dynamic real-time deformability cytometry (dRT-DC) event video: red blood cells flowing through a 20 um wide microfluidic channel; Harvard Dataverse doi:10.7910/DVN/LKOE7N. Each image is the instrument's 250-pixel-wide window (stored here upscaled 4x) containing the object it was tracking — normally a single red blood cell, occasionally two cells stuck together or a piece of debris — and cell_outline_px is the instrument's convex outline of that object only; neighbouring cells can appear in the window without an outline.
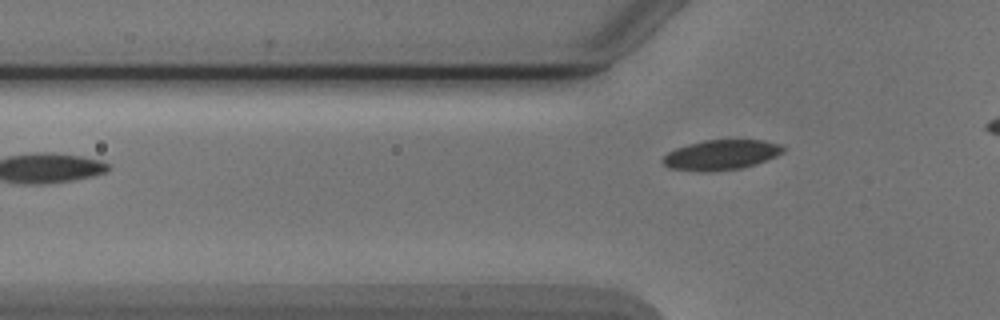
{"species": "Egyptian fruit bat (a non-hibernating species)", "species_latin": "Rousettus aegyptiacus", "temperature_condition": "cold", "stored_images_in_passage": 5, "camera_frame_rate_fps": 3000, "um_per_image_px": 0.085, "animal": {"sex": "male"}, "frame": {"image": 1, "passage_image": 5, "time_ms": 4.667, "image_size_px": [1000, 320], "cell_outline_px": [[784, 152], [776, 156], [756, 164], [740, 168], [668, 168], [660, 160], [668, 152], [676, 148], [688, 144], [704, 140], [764, 140], [780, 144], [784, 148]], "centroid_in_image_um": [61.35, 13.1], "position_along_channel_um": 64.4, "area_um2": 20.0}}